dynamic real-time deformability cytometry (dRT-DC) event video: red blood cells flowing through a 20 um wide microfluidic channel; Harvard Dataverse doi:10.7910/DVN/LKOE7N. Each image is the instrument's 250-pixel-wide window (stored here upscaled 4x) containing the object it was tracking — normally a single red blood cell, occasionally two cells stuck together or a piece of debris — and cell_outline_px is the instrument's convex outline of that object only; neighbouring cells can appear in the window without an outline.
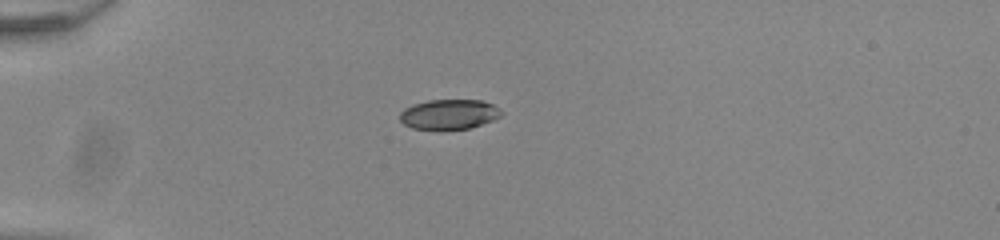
{"species": "common noctule bat (a hibernating species)", "species_latin": "Nyctalus noctula", "temperature_condition": "room temperature", "stored_images_in_passage": 39, "camera_frame_rate_fps": 3000, "um_per_image_px": 0.085, "animal": {"sex": "male", "body_mass_g": 20.0, "forearm_length_mm": 53.3}, "frame": {"image": 1, "passage_image": 1, "time_ms": 0.0, "image_size_px": [1000, 240], "cell_outline_px": [[504, 112], [500, 116], [492, 120], [468, 128], [440, 132], [412, 128], [404, 124], [400, 120], [400, 112], [404, 108], [412, 104], [428, 100], [480, 100], [492, 104]], "centroid_in_image_um": [38.12, 9.74], "position_along_channel_um": 46.9, "area_um2": 18.15}}
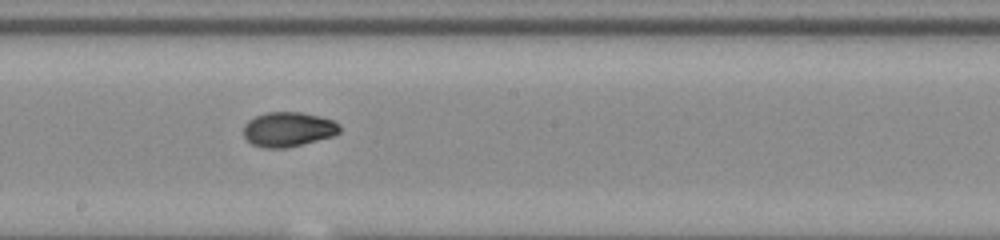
{"frame": {"image": 2, "passage_image": 17, "time_ms": 5.333, "image_size_px": [1000, 240], "cell_outline_px": [[340, 132], [336, 136], [288, 148], [264, 148], [252, 144], [244, 136], [244, 124], [248, 120], [256, 116], [268, 112], [300, 112], [320, 116], [336, 120], [340, 124]], "centroid_in_image_um": [24.55, 11.0], "position_along_channel_um": 223.6, "area_um2": 19.77}}
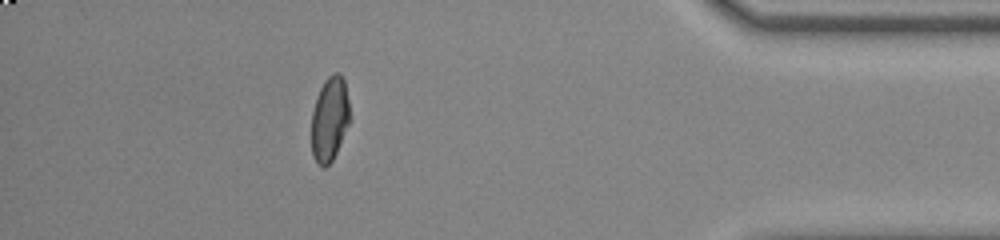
{"frame": {"image": 3, "passage_image": 34, "time_ms": 11.0, "image_size_px": [1000, 240], "cell_outline_px": [[348, 124], [336, 152], [332, 160], [324, 168], [316, 164], [312, 156], [312, 112], [316, 96], [324, 80], [332, 72], [340, 72], [344, 80], [348, 100]], "centroid_in_image_um": [27.99, 10.1], "position_along_channel_um": 407.2, "area_um2": 18.73}, "authors_computed_cell_mechanics": {"area_um2": 19.2474, "velocity_mm_per_s": 3.9053, "shape_relaxation_time_tau1_ms": 3.9283, "shape_relaxation_time_tau2_ms": 1.9076, "deformation_change_tau1": 0.1466, "deformation_change_tau2": 0.045}}